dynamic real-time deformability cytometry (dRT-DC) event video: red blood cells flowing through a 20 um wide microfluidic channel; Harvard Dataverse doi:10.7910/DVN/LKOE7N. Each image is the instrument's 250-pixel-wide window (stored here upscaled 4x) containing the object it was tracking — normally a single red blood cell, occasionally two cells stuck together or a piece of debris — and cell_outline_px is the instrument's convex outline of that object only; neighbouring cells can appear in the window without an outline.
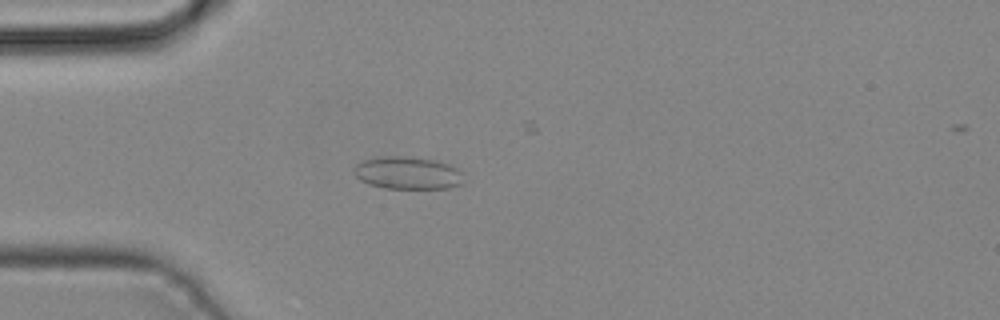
{"species": "common noctule bat (a hibernating species)", "species_latin": "Nyctalus noctula", "temperature_condition": "cold", "stored_images_in_passage": 28, "camera_frame_rate_fps": 3000, "um_per_image_px": 0.085, "animal": {"sex": "male", "body_mass_g": 19.2, "forearm_length_mm": 51.8}, "frame": {"image": 1, "passage_image": 6, "time_ms": 1.667, "image_size_px": [1000, 320], "cell_outline_px": [[464, 184], [448, 188], [384, 188], [368, 184], [360, 180], [356, 176], [352, 168], [356, 164], [364, 160], [380, 156], [404, 156], [432, 160], [452, 164], [460, 172]], "centroid_in_image_um": [34.63, 14.7], "position_along_channel_um": 50.4, "area_um2": 20.87}}
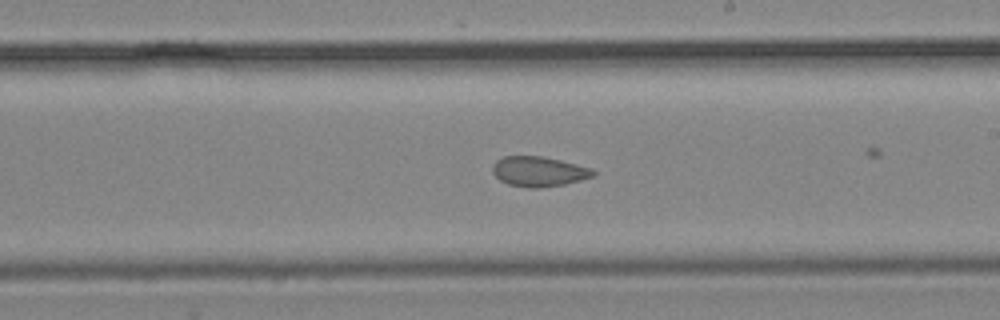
{"frame": {"image": 2, "passage_image": 19, "time_ms": 6.0, "image_size_px": [1000, 320], "cell_outline_px": [[596, 172], [592, 176], [580, 180], [564, 184], [540, 188], [528, 188], [508, 184], [500, 180], [492, 172], [492, 164], [496, 160], [504, 156], [544, 156], [592, 168]], "centroid_in_image_um": [45.77, 14.57], "position_along_channel_um": 243.2, "area_um2": 17.63}}
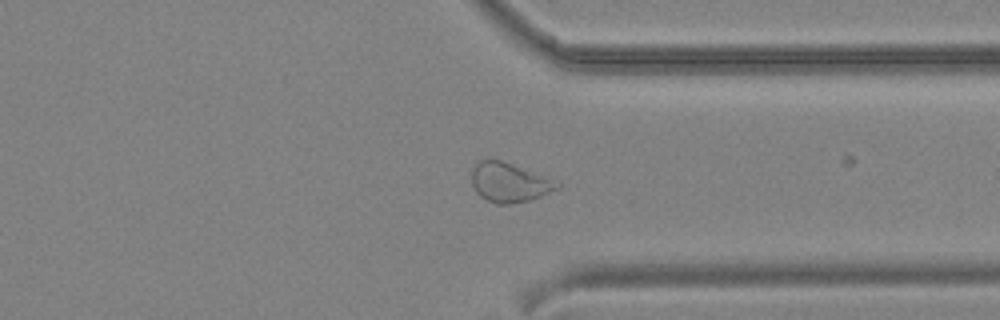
{"frame": {"image": 3, "passage_image": 27, "time_ms": 8.667, "image_size_px": [1000, 320], "cell_outline_px": [[560, 184], [556, 188], [532, 200], [508, 204], [496, 204], [480, 196], [476, 192], [472, 184], [472, 168], [480, 160], [500, 160]], "centroid_in_image_um": [43.19, 15.54], "position_along_channel_um": 368.2, "area_um2": 18.73}}